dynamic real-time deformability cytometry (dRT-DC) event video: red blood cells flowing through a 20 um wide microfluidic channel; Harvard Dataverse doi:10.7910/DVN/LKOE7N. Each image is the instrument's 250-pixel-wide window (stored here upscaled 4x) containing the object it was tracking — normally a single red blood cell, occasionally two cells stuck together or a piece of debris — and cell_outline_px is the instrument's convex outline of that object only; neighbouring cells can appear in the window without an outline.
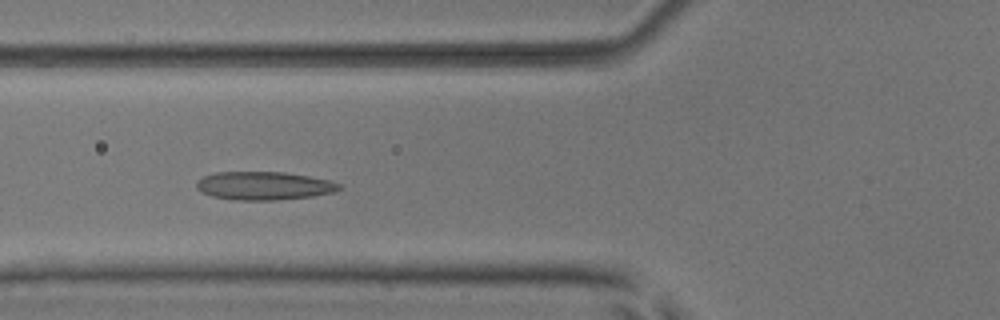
{"species": "common noctule bat (a hibernating species)", "species_latin": "Nyctalus noctula", "temperature_condition": "room temperature", "stored_images_in_passage": 7, "camera_frame_rate_fps": 3000, "um_per_image_px": 0.085, "animal": {"sex": "male", "body_mass_g": 17.9, "forearm_length_mm": 54.2}, "frame": {"image": 1, "passage_image": 5, "time_ms": 5.333, "image_size_px": [1000, 320], "cell_outline_px": [[344, 188], [332, 192], [312, 196], [276, 200], [232, 200], [212, 196], [200, 192], [196, 188], [196, 180], [204, 176], [216, 172], [284, 172], [332, 180], [340, 184]], "centroid_in_image_um": [22.42, 15.79], "position_along_channel_um": 103.4, "area_um2": 23.7}}
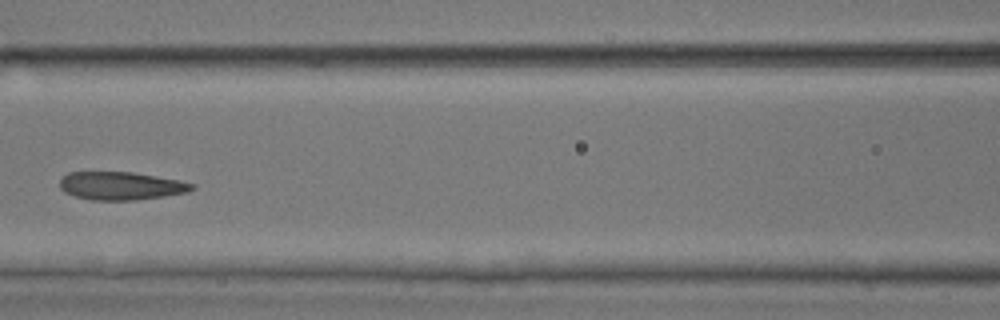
{"frame": {"image": 2, "passage_image": 6, "time_ms": 6.667, "image_size_px": [1000, 320], "cell_outline_px": [[196, 188], [188, 192], [164, 196], [136, 200], [92, 200], [76, 196], [64, 192], [60, 188], [60, 180], [68, 172], [132, 172], [180, 180], [196, 184]], "centroid_in_image_um": [10.32, 15.79], "position_along_channel_um": 156.3, "area_um2": 21.68}}
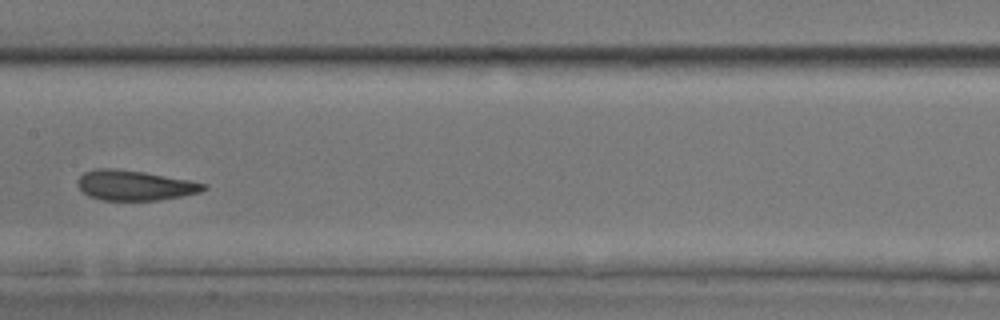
{"frame": {"image": 3, "passage_image": 7, "time_ms": 7.667, "image_size_px": [1000, 320], "cell_outline_px": [[208, 188], [200, 192], [180, 196], [156, 200], [100, 200], [88, 196], [76, 184], [76, 180], [84, 172], [96, 168], [112, 168], [144, 172], [188, 180], [208, 184]], "centroid_in_image_um": [11.42, 15.75], "position_along_channel_um": 196.0, "area_um2": 22.02}}